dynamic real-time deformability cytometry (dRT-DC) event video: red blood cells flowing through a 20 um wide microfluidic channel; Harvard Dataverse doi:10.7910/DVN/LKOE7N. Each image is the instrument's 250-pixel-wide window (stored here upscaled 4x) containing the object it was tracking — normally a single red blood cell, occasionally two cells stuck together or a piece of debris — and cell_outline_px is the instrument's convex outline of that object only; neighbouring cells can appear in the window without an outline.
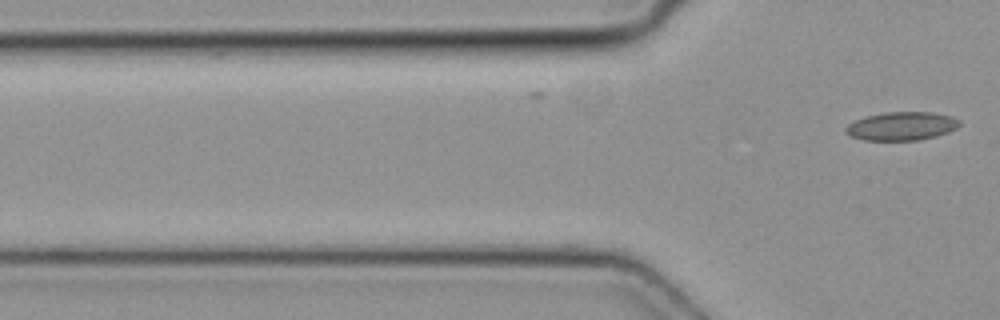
{"species": "common noctule bat (a hibernating species)", "species_latin": "Nyctalus noctula", "temperature_condition": "cold", "stored_images_in_passage": 2, "camera_frame_rate_fps": 3000, "um_per_image_px": 0.085, "animal": {"sex": "female", "body_mass_g": 19.3, "forearm_length_mm": 54.1}, "frame": {"image": 1, "passage_image": 2, "time_ms": 0.333, "image_size_px": [1000, 320], "cell_outline_px": [[960, 124], [956, 128], [948, 132], [936, 136], [916, 140], [864, 140], [852, 136], [844, 132], [844, 128], [848, 124], [864, 116], [884, 112], [932, 112], [952, 116], [960, 120]], "centroid_in_image_um": [76.63, 10.71], "position_along_channel_um": 49.2, "area_um2": 18.9}}